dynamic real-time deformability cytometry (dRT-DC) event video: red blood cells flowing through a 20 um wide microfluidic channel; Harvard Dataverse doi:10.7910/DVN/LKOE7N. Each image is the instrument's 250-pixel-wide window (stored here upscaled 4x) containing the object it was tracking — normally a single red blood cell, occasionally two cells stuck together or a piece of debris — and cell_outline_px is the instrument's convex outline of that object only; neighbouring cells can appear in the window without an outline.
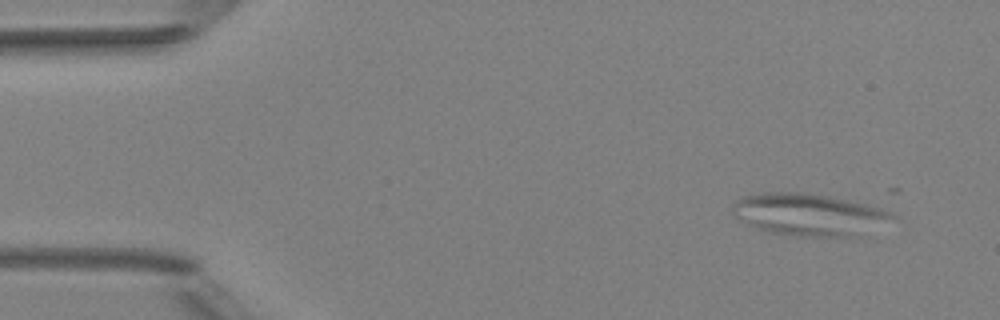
{"species": "Egyptian fruit bat (a non-hibernating species)", "species_latin": "Rousettus aegyptiacus", "temperature_condition": "room temperature", "stored_images_in_passage": 4, "camera_frame_rate_fps": 3000, "um_per_image_px": 0.085, "animal": {"sex": "female"}, "frame": {"image": 1, "passage_image": 1, "time_ms": 0.0, "image_size_px": [1000, 320], "cell_outline_px": [[896, 216], [856, 236], [792, 236], [772, 232], [756, 228], [748, 224], [736, 216], [732, 212], [736, 200], [740, 196], [764, 192], [804, 192], [828, 196], [864, 204], [880, 208], [892, 212]], "centroid_in_image_um": [68.68, 18.22], "position_along_channel_um": 16.3, "area_um2": 38.49}}
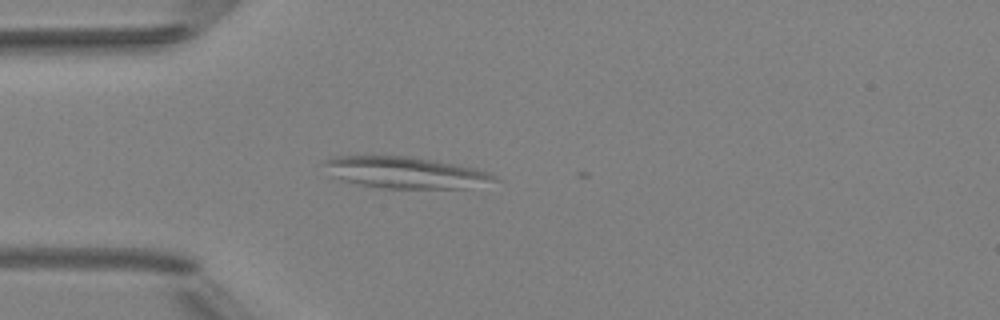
{"frame": {"image": 2, "passage_image": 4, "time_ms": 3.333, "image_size_px": [1000, 320], "cell_outline_px": [[500, 180], [460, 188], [380, 188], [360, 184], [344, 180], [336, 176], [320, 164], [324, 160], [336, 156], [408, 156], [436, 160], [476, 168], [488, 172], [496, 176]], "centroid_in_image_um": [34.46, 14.65], "position_along_channel_um": 50.5, "area_um2": 30.87}}